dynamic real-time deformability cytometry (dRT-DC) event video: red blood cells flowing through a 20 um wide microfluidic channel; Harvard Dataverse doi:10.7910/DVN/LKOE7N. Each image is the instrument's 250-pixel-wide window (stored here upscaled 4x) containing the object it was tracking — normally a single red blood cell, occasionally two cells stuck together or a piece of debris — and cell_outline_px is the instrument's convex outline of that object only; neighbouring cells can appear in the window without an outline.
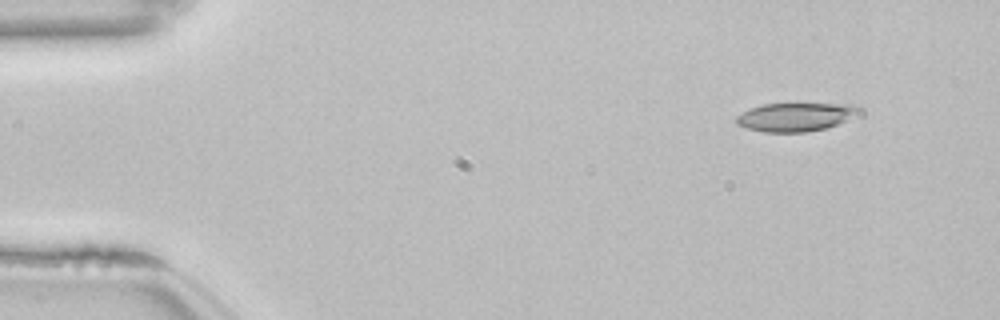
{"species": "common noctule bat (a hibernating species)", "species_latin": "Nyctalus noctula", "temperature_condition": "room temperature", "stored_images_in_passage": 7, "camera_frame_rate_fps": 3000, "um_per_image_px": 0.085, "animal": {"sex": "female", "body_mass_g": 22.7, "forearm_length_mm": 54.2}, "frame": {"image": 1, "passage_image": 7, "time_ms": 2.0, "image_size_px": [1000, 320], "cell_outline_px": [[864, 112], [836, 124], [824, 128], [808, 132], [764, 132], [748, 128], [736, 124], [736, 116], [760, 104], [796, 100], [852, 104], [860, 108]], "centroid_in_image_um": [67.68, 9.86], "position_along_channel_um": 17.3, "area_um2": 21.56}}